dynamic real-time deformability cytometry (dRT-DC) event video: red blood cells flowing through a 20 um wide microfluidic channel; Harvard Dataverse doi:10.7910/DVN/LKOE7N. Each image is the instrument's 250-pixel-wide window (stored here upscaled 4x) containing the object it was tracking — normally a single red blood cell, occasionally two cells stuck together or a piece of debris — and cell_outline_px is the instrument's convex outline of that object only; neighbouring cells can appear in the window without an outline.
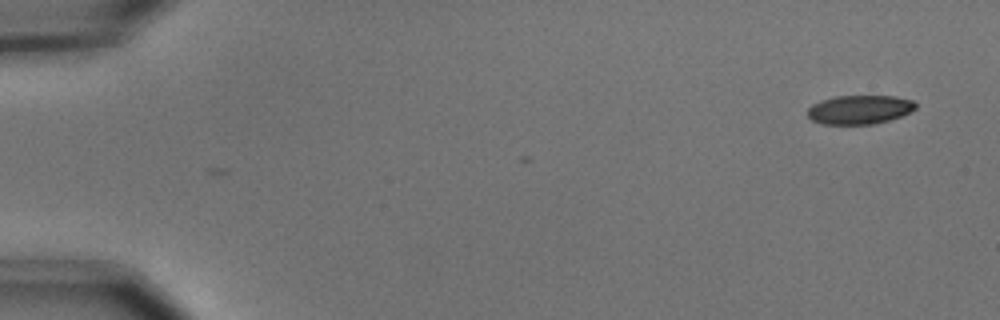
{"species": "common noctule bat (a hibernating species)", "species_latin": "Nyctalus noctula", "temperature_condition": "cold", "stored_images_in_passage": 8, "camera_frame_rate_fps": 3000, "um_per_image_px": 0.085, "animal": {"sex": "male", "body_mass_g": 15.6}, "frame": {"image": 1, "passage_image": 8, "time_ms": 2.333, "image_size_px": [1000, 320], "cell_outline_px": [[916, 108], [900, 116], [888, 120], [872, 124], [824, 124], [812, 120], [808, 116], [808, 108], [812, 104], [820, 100], [836, 96], [896, 96], [912, 100], [916, 104]], "centroid_in_image_um": [73.04, 9.31], "position_along_channel_um": 12.0, "area_um2": 18.09}}